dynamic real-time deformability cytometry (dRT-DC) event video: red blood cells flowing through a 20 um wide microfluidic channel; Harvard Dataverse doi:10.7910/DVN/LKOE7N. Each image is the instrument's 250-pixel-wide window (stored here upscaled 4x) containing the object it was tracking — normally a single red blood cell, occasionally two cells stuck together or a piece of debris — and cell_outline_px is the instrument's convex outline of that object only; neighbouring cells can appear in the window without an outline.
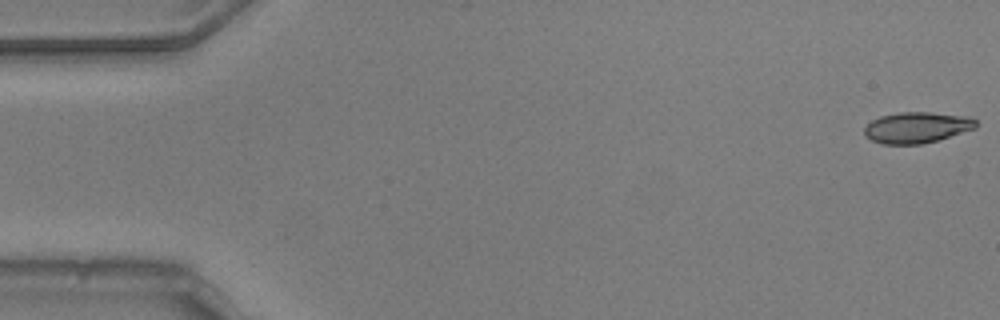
{"species": "common noctule bat (a hibernating species)", "species_latin": "Nyctalus noctula", "temperature_condition": "warm", "stored_images_in_passage": 53, "camera_frame_rate_fps": 3000, "um_per_image_px": 0.085, "animal": {"sex": "male", "body_mass_g": 20.5, "forearm_length_mm": 52.5}, "frame": {"image": 1, "passage_image": 1, "time_ms": 0.0, "image_size_px": [1000, 320], "cell_outline_px": [[976, 128], [936, 140], [920, 144], [880, 144], [864, 136], [864, 128], [872, 120], [880, 116], [900, 112], [932, 112], [972, 116], [976, 120]], "centroid_in_image_um": [77.93, 10.82], "position_along_channel_um": 7.1, "area_um2": 20.23}}
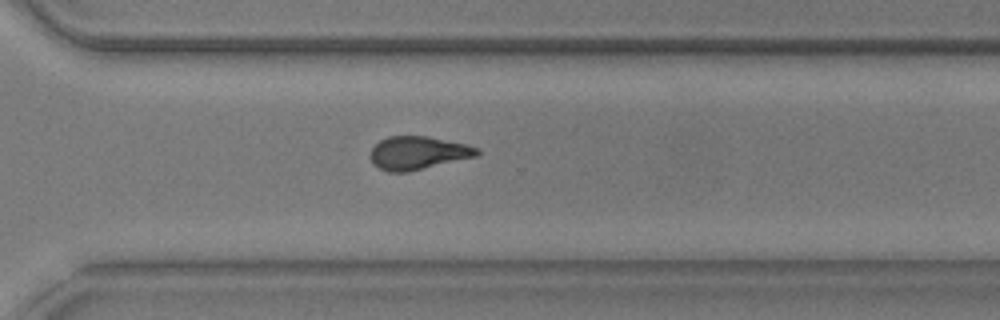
{"frame": {"image": 2, "passage_image": 38, "time_ms": 12.333, "image_size_px": [1000, 320], "cell_outline_px": [[480, 156], [408, 172], [388, 172], [372, 164], [372, 148], [380, 140], [388, 136], [428, 136], [464, 144], [480, 148]], "centroid_in_image_um": [35.57, 13.01], "position_along_channel_um": 335.0, "area_um2": 20.69}}
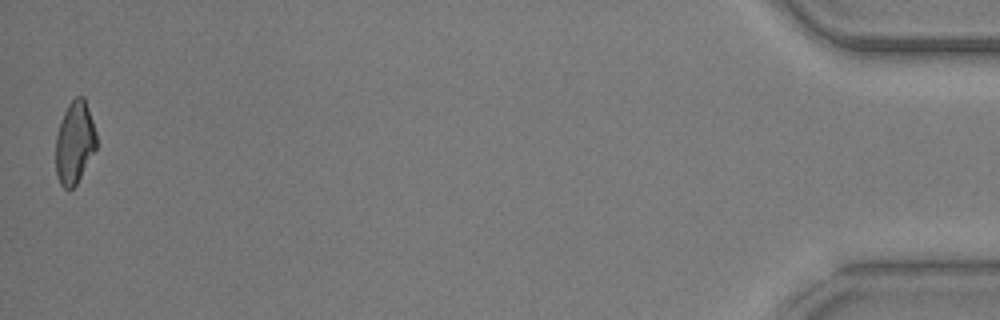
{"frame": {"image": 3, "passage_image": 53, "time_ms": 17.333, "image_size_px": [1000, 320], "cell_outline_px": [[96, 148], [76, 184], [72, 188], [64, 188], [60, 184], [56, 176], [56, 136], [64, 112], [68, 104], [76, 96], [84, 96], [96, 132]], "centroid_in_image_um": [6.33, 12.11], "position_along_channel_um": 428.9, "area_um2": 19.31}, "authors_computed_cell_mechanics": {"area_um2": 20.6346, "velocity_mm_per_s": 3.8046, "shape_relaxation_time_tau1_ms": 7.8672, "shape_relaxation_time_tau2_ms": 3.0852, "deformation_change_tau1": 0.212, "deformation_change_tau2": 0.1024}}